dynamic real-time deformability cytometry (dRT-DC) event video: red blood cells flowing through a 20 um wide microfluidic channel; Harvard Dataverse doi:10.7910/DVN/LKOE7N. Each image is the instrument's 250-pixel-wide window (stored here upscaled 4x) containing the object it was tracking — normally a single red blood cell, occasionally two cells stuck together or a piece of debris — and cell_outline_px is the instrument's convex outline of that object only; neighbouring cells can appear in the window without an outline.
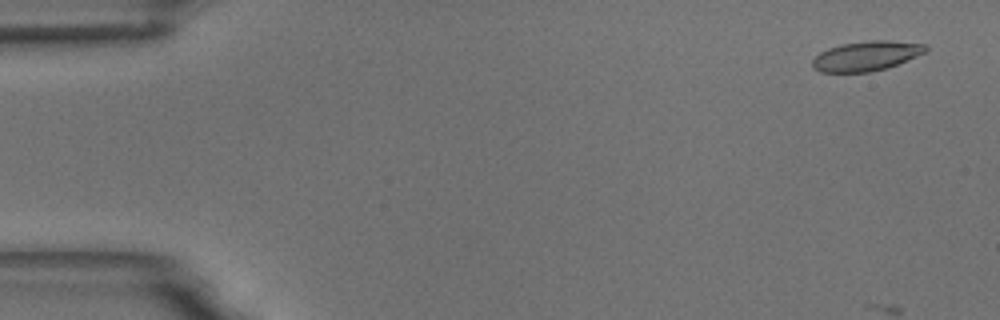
{"species": "common noctule bat (a hibernating species)", "species_latin": "Nyctalus noctula", "temperature_condition": "room temperature", "stored_images_in_passage": 5, "camera_frame_rate_fps": 3000, "um_per_image_px": 0.085, "animal": {"sex": "male", "body_mass_g": 18.8}, "frame": {"image": 1, "passage_image": 3, "time_ms": 0.667, "image_size_px": [1000, 320], "cell_outline_px": [[928, 52], [888, 68], [872, 72], [820, 72], [812, 68], [812, 60], [820, 52], [828, 48], [840, 44], [872, 40], [888, 40], [928, 44]], "centroid_in_image_um": [73.67, 4.76], "position_along_channel_um": 11.3, "area_um2": 19.94}}